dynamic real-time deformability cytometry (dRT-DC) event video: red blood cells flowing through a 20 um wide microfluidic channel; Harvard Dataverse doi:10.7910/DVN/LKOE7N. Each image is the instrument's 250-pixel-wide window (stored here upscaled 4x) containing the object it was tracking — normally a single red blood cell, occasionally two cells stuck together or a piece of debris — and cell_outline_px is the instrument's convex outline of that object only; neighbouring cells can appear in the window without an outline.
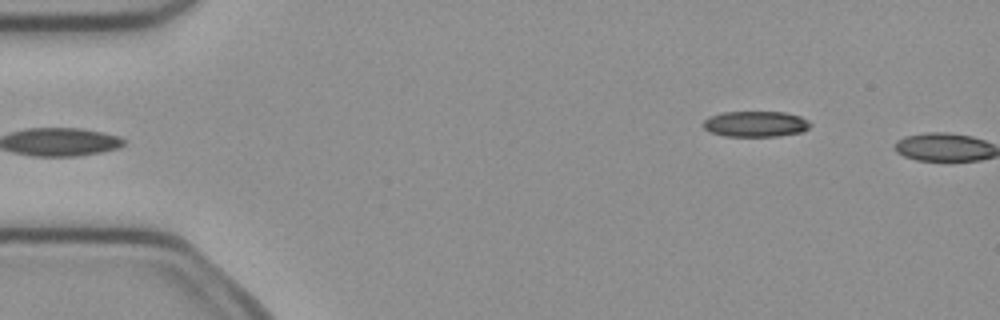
{"species": "common noctule bat (a hibernating species)", "species_latin": "Nyctalus noctula", "temperature_condition": "cold", "stored_images_in_passage": 5, "camera_frame_rate_fps": 3000, "um_per_image_px": 0.085, "animal": {"sex": "female", "body_mass_g": 21.9}, "frame": {"image": 1, "passage_image": 5, "time_ms": 1.333, "image_size_px": [1000, 320], "cell_outline_px": [[812, 124], [808, 128], [800, 132], [780, 136], [724, 136], [708, 132], [700, 124], [708, 116], [724, 112], [784, 112], [800, 116], [808, 120]], "centroid_in_image_um": [64.18, 10.54], "position_along_channel_um": 20.8, "area_um2": 16.24}}